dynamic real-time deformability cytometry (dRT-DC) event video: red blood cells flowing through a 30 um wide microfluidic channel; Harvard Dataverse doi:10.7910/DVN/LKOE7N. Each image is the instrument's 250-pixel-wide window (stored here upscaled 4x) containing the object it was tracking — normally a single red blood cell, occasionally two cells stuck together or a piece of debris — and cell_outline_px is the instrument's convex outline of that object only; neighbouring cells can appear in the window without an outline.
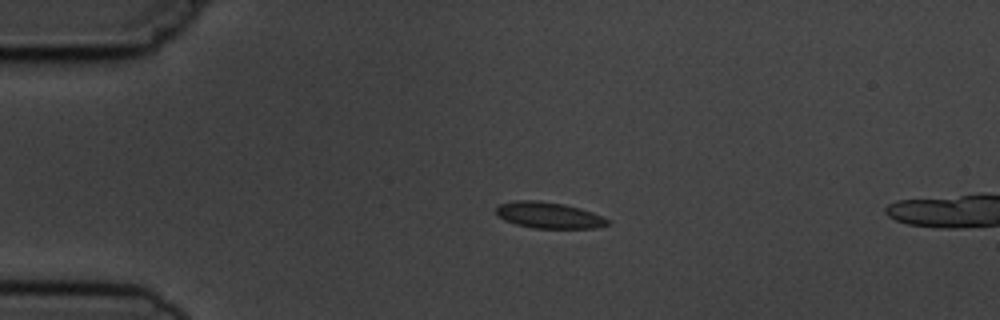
{"species": "common noctule bat (a hibernating species)", "species_latin": "Nyctalus noctula", "temperature_condition": "cold", "stored_images_in_passage": 5, "camera_frame_rate_fps": 3000, "um_per_image_px": 0.085, "animal": {"sex": "male", "body_mass_g": 19.5, "forearm_length_mm": 54.6}, "frame": {"image": 1, "passage_image": 4, "time_ms": 3.333, "image_size_px": [1000, 320], "cell_outline_px": [[612, 220], [608, 224], [596, 228], [532, 228], [516, 224], [504, 220], [496, 212], [496, 208], [500, 204], [516, 200], [540, 200], [564, 204], [580, 208], [604, 216]], "centroid_in_image_um": [46.69, 18.29], "position_along_channel_um": 38.3, "area_um2": 17.11}}